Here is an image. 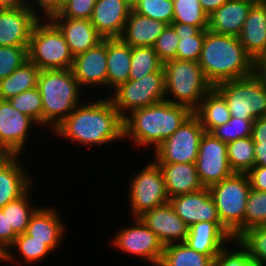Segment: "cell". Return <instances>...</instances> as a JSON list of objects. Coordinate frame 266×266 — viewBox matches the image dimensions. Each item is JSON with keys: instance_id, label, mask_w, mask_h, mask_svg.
Wrapping results in <instances>:
<instances>
[{"instance_id": "7bdbcfd3", "label": "cell", "mask_w": 266, "mask_h": 266, "mask_svg": "<svg viewBox=\"0 0 266 266\" xmlns=\"http://www.w3.org/2000/svg\"><path fill=\"white\" fill-rule=\"evenodd\" d=\"M16 246L24 259L28 262H37L43 259L52 250L46 245V241L35 240L26 232L18 234L11 246Z\"/></svg>"}, {"instance_id": "6da1fadb", "label": "cell", "mask_w": 266, "mask_h": 266, "mask_svg": "<svg viewBox=\"0 0 266 266\" xmlns=\"http://www.w3.org/2000/svg\"><path fill=\"white\" fill-rule=\"evenodd\" d=\"M53 131L76 143L102 145L124 138V122L109 98L76 106Z\"/></svg>"}, {"instance_id": "ba28073f", "label": "cell", "mask_w": 266, "mask_h": 266, "mask_svg": "<svg viewBox=\"0 0 266 266\" xmlns=\"http://www.w3.org/2000/svg\"><path fill=\"white\" fill-rule=\"evenodd\" d=\"M214 88L224 97L231 117L255 120L266 113V84L254 73Z\"/></svg>"}, {"instance_id": "8fae6325", "label": "cell", "mask_w": 266, "mask_h": 266, "mask_svg": "<svg viewBox=\"0 0 266 266\" xmlns=\"http://www.w3.org/2000/svg\"><path fill=\"white\" fill-rule=\"evenodd\" d=\"M130 183L129 198L134 218L169 202L163 174L155 161L135 174Z\"/></svg>"}, {"instance_id": "7c38bea8", "label": "cell", "mask_w": 266, "mask_h": 266, "mask_svg": "<svg viewBox=\"0 0 266 266\" xmlns=\"http://www.w3.org/2000/svg\"><path fill=\"white\" fill-rule=\"evenodd\" d=\"M196 170L205 188L230 177L231 170L227 157V144L205 132L199 144Z\"/></svg>"}, {"instance_id": "74e56055", "label": "cell", "mask_w": 266, "mask_h": 266, "mask_svg": "<svg viewBox=\"0 0 266 266\" xmlns=\"http://www.w3.org/2000/svg\"><path fill=\"white\" fill-rule=\"evenodd\" d=\"M173 9V0H132V10L134 12L167 25L173 23Z\"/></svg>"}, {"instance_id": "83f0119b", "label": "cell", "mask_w": 266, "mask_h": 266, "mask_svg": "<svg viewBox=\"0 0 266 266\" xmlns=\"http://www.w3.org/2000/svg\"><path fill=\"white\" fill-rule=\"evenodd\" d=\"M131 46L120 38L107 39V86L116 89L129 80Z\"/></svg>"}, {"instance_id": "b9f144b4", "label": "cell", "mask_w": 266, "mask_h": 266, "mask_svg": "<svg viewBox=\"0 0 266 266\" xmlns=\"http://www.w3.org/2000/svg\"><path fill=\"white\" fill-rule=\"evenodd\" d=\"M28 46H0V80L28 60Z\"/></svg>"}, {"instance_id": "ffe728a7", "label": "cell", "mask_w": 266, "mask_h": 266, "mask_svg": "<svg viewBox=\"0 0 266 266\" xmlns=\"http://www.w3.org/2000/svg\"><path fill=\"white\" fill-rule=\"evenodd\" d=\"M234 240L221 222H199L189 227L185 243L193 250L207 256H218L225 248L224 242Z\"/></svg>"}, {"instance_id": "7402d4cb", "label": "cell", "mask_w": 266, "mask_h": 266, "mask_svg": "<svg viewBox=\"0 0 266 266\" xmlns=\"http://www.w3.org/2000/svg\"><path fill=\"white\" fill-rule=\"evenodd\" d=\"M48 19L62 32L74 57L95 47L103 40L90 20L70 18Z\"/></svg>"}, {"instance_id": "ee69618b", "label": "cell", "mask_w": 266, "mask_h": 266, "mask_svg": "<svg viewBox=\"0 0 266 266\" xmlns=\"http://www.w3.org/2000/svg\"><path fill=\"white\" fill-rule=\"evenodd\" d=\"M96 0H68L63 7L49 18L90 20Z\"/></svg>"}, {"instance_id": "f6af8a7d", "label": "cell", "mask_w": 266, "mask_h": 266, "mask_svg": "<svg viewBox=\"0 0 266 266\" xmlns=\"http://www.w3.org/2000/svg\"><path fill=\"white\" fill-rule=\"evenodd\" d=\"M178 42L179 38L176 35L175 29L171 25H167L153 46L154 51L163 63L176 59Z\"/></svg>"}, {"instance_id": "8d00e7d4", "label": "cell", "mask_w": 266, "mask_h": 266, "mask_svg": "<svg viewBox=\"0 0 266 266\" xmlns=\"http://www.w3.org/2000/svg\"><path fill=\"white\" fill-rule=\"evenodd\" d=\"M236 242L247 250L249 257L256 266L266 264V225L250 228Z\"/></svg>"}, {"instance_id": "11a10c76", "label": "cell", "mask_w": 266, "mask_h": 266, "mask_svg": "<svg viewBox=\"0 0 266 266\" xmlns=\"http://www.w3.org/2000/svg\"><path fill=\"white\" fill-rule=\"evenodd\" d=\"M255 166L266 167V149H255Z\"/></svg>"}, {"instance_id": "db71d44e", "label": "cell", "mask_w": 266, "mask_h": 266, "mask_svg": "<svg viewBox=\"0 0 266 266\" xmlns=\"http://www.w3.org/2000/svg\"><path fill=\"white\" fill-rule=\"evenodd\" d=\"M25 5V0H0V9H15Z\"/></svg>"}, {"instance_id": "d6a6232c", "label": "cell", "mask_w": 266, "mask_h": 266, "mask_svg": "<svg viewBox=\"0 0 266 266\" xmlns=\"http://www.w3.org/2000/svg\"><path fill=\"white\" fill-rule=\"evenodd\" d=\"M227 157L234 173H248L255 166V147L252 137L228 143Z\"/></svg>"}, {"instance_id": "ac0fdd59", "label": "cell", "mask_w": 266, "mask_h": 266, "mask_svg": "<svg viewBox=\"0 0 266 266\" xmlns=\"http://www.w3.org/2000/svg\"><path fill=\"white\" fill-rule=\"evenodd\" d=\"M176 214L190 227L199 222H221L209 188L169 198Z\"/></svg>"}, {"instance_id": "f907efd6", "label": "cell", "mask_w": 266, "mask_h": 266, "mask_svg": "<svg viewBox=\"0 0 266 266\" xmlns=\"http://www.w3.org/2000/svg\"><path fill=\"white\" fill-rule=\"evenodd\" d=\"M266 84V49L254 59V72Z\"/></svg>"}, {"instance_id": "4fadbf2b", "label": "cell", "mask_w": 266, "mask_h": 266, "mask_svg": "<svg viewBox=\"0 0 266 266\" xmlns=\"http://www.w3.org/2000/svg\"><path fill=\"white\" fill-rule=\"evenodd\" d=\"M118 233L112 242L120 250L143 257L154 265L160 263L164 245L139 217H135L133 227L122 228Z\"/></svg>"}, {"instance_id": "e0dca14e", "label": "cell", "mask_w": 266, "mask_h": 266, "mask_svg": "<svg viewBox=\"0 0 266 266\" xmlns=\"http://www.w3.org/2000/svg\"><path fill=\"white\" fill-rule=\"evenodd\" d=\"M131 10L132 0H96L90 21L103 39L120 38Z\"/></svg>"}, {"instance_id": "603a6c76", "label": "cell", "mask_w": 266, "mask_h": 266, "mask_svg": "<svg viewBox=\"0 0 266 266\" xmlns=\"http://www.w3.org/2000/svg\"><path fill=\"white\" fill-rule=\"evenodd\" d=\"M17 159V155H7L0 162V209L22 197L31 186L30 177Z\"/></svg>"}, {"instance_id": "4316f807", "label": "cell", "mask_w": 266, "mask_h": 266, "mask_svg": "<svg viewBox=\"0 0 266 266\" xmlns=\"http://www.w3.org/2000/svg\"><path fill=\"white\" fill-rule=\"evenodd\" d=\"M58 213L50 208H38L30 217L26 233L38 241H46L51 249L57 248L65 229Z\"/></svg>"}, {"instance_id": "5bb4252c", "label": "cell", "mask_w": 266, "mask_h": 266, "mask_svg": "<svg viewBox=\"0 0 266 266\" xmlns=\"http://www.w3.org/2000/svg\"><path fill=\"white\" fill-rule=\"evenodd\" d=\"M32 123L36 124L31 117L17 111L8 100L0 99V149L7 155L19 156Z\"/></svg>"}, {"instance_id": "5b68a950", "label": "cell", "mask_w": 266, "mask_h": 266, "mask_svg": "<svg viewBox=\"0 0 266 266\" xmlns=\"http://www.w3.org/2000/svg\"><path fill=\"white\" fill-rule=\"evenodd\" d=\"M163 69L165 94L172 93L178 99H165V101L184 105L194 111L213 88L196 61L172 59L163 63Z\"/></svg>"}, {"instance_id": "52a82bcc", "label": "cell", "mask_w": 266, "mask_h": 266, "mask_svg": "<svg viewBox=\"0 0 266 266\" xmlns=\"http://www.w3.org/2000/svg\"><path fill=\"white\" fill-rule=\"evenodd\" d=\"M41 22L39 19L32 28L28 60L40 70L71 69L74 56L62 32L51 20Z\"/></svg>"}, {"instance_id": "f5cc1de1", "label": "cell", "mask_w": 266, "mask_h": 266, "mask_svg": "<svg viewBox=\"0 0 266 266\" xmlns=\"http://www.w3.org/2000/svg\"><path fill=\"white\" fill-rule=\"evenodd\" d=\"M31 1V0H30ZM37 1V6L39 7V8H41V9H44V10H42V11H44L43 12V14H45L46 16V18H49L51 15H53V0H36ZM25 4H26V6H28V7H30L31 8V10H34L35 11V9H33L34 7V5L33 4H29V0H25Z\"/></svg>"}, {"instance_id": "d4e9b609", "label": "cell", "mask_w": 266, "mask_h": 266, "mask_svg": "<svg viewBox=\"0 0 266 266\" xmlns=\"http://www.w3.org/2000/svg\"><path fill=\"white\" fill-rule=\"evenodd\" d=\"M238 39L253 60L266 49V3L252 5Z\"/></svg>"}, {"instance_id": "f35d334b", "label": "cell", "mask_w": 266, "mask_h": 266, "mask_svg": "<svg viewBox=\"0 0 266 266\" xmlns=\"http://www.w3.org/2000/svg\"><path fill=\"white\" fill-rule=\"evenodd\" d=\"M19 112L31 117L37 124L43 125V107L38 88H32L8 99Z\"/></svg>"}, {"instance_id": "30bf717a", "label": "cell", "mask_w": 266, "mask_h": 266, "mask_svg": "<svg viewBox=\"0 0 266 266\" xmlns=\"http://www.w3.org/2000/svg\"><path fill=\"white\" fill-rule=\"evenodd\" d=\"M205 132L198 117L192 113L170 137L156 148L155 162L157 164H195L199 144Z\"/></svg>"}, {"instance_id": "60d3db41", "label": "cell", "mask_w": 266, "mask_h": 266, "mask_svg": "<svg viewBox=\"0 0 266 266\" xmlns=\"http://www.w3.org/2000/svg\"><path fill=\"white\" fill-rule=\"evenodd\" d=\"M253 122L254 119L231 117L227 123L214 128L210 133L215 138L228 144L237 139L251 136Z\"/></svg>"}, {"instance_id": "4dcf8cb0", "label": "cell", "mask_w": 266, "mask_h": 266, "mask_svg": "<svg viewBox=\"0 0 266 266\" xmlns=\"http://www.w3.org/2000/svg\"><path fill=\"white\" fill-rule=\"evenodd\" d=\"M217 256H207L191 249L185 242L164 246L161 266H213Z\"/></svg>"}, {"instance_id": "680465c9", "label": "cell", "mask_w": 266, "mask_h": 266, "mask_svg": "<svg viewBox=\"0 0 266 266\" xmlns=\"http://www.w3.org/2000/svg\"><path fill=\"white\" fill-rule=\"evenodd\" d=\"M253 1L254 3H266V0H250Z\"/></svg>"}, {"instance_id": "277c9868", "label": "cell", "mask_w": 266, "mask_h": 266, "mask_svg": "<svg viewBox=\"0 0 266 266\" xmlns=\"http://www.w3.org/2000/svg\"><path fill=\"white\" fill-rule=\"evenodd\" d=\"M37 88L43 107V125L55 130L79 103L81 88L71 69L41 70Z\"/></svg>"}, {"instance_id": "681fc988", "label": "cell", "mask_w": 266, "mask_h": 266, "mask_svg": "<svg viewBox=\"0 0 266 266\" xmlns=\"http://www.w3.org/2000/svg\"><path fill=\"white\" fill-rule=\"evenodd\" d=\"M251 188L258 191H266V167L254 166L247 173Z\"/></svg>"}, {"instance_id": "2e32d148", "label": "cell", "mask_w": 266, "mask_h": 266, "mask_svg": "<svg viewBox=\"0 0 266 266\" xmlns=\"http://www.w3.org/2000/svg\"><path fill=\"white\" fill-rule=\"evenodd\" d=\"M39 19L26 5L0 9V46H29L32 28Z\"/></svg>"}, {"instance_id": "836d02e7", "label": "cell", "mask_w": 266, "mask_h": 266, "mask_svg": "<svg viewBox=\"0 0 266 266\" xmlns=\"http://www.w3.org/2000/svg\"><path fill=\"white\" fill-rule=\"evenodd\" d=\"M129 79L138 80L145 75L164 71L163 62L153 47H131V64Z\"/></svg>"}, {"instance_id": "cb8c5ba5", "label": "cell", "mask_w": 266, "mask_h": 266, "mask_svg": "<svg viewBox=\"0 0 266 266\" xmlns=\"http://www.w3.org/2000/svg\"><path fill=\"white\" fill-rule=\"evenodd\" d=\"M166 26L131 10L120 39L131 47H153Z\"/></svg>"}, {"instance_id": "91938a15", "label": "cell", "mask_w": 266, "mask_h": 266, "mask_svg": "<svg viewBox=\"0 0 266 266\" xmlns=\"http://www.w3.org/2000/svg\"><path fill=\"white\" fill-rule=\"evenodd\" d=\"M263 119L266 121V113L264 114Z\"/></svg>"}, {"instance_id": "484cf974", "label": "cell", "mask_w": 266, "mask_h": 266, "mask_svg": "<svg viewBox=\"0 0 266 266\" xmlns=\"http://www.w3.org/2000/svg\"><path fill=\"white\" fill-rule=\"evenodd\" d=\"M164 177L169 198L194 193L205 188L194 163L158 164Z\"/></svg>"}, {"instance_id": "bcb514c9", "label": "cell", "mask_w": 266, "mask_h": 266, "mask_svg": "<svg viewBox=\"0 0 266 266\" xmlns=\"http://www.w3.org/2000/svg\"><path fill=\"white\" fill-rule=\"evenodd\" d=\"M242 250L230 252L228 247L223 248L215 258L216 266H256L249 257L247 250L239 243ZM228 249V250H227Z\"/></svg>"}, {"instance_id": "7a4b0ae2", "label": "cell", "mask_w": 266, "mask_h": 266, "mask_svg": "<svg viewBox=\"0 0 266 266\" xmlns=\"http://www.w3.org/2000/svg\"><path fill=\"white\" fill-rule=\"evenodd\" d=\"M198 64L214 87L234 79L248 77L254 72V60L238 37L205 30Z\"/></svg>"}, {"instance_id": "1f68e13d", "label": "cell", "mask_w": 266, "mask_h": 266, "mask_svg": "<svg viewBox=\"0 0 266 266\" xmlns=\"http://www.w3.org/2000/svg\"><path fill=\"white\" fill-rule=\"evenodd\" d=\"M179 38L176 59L198 62L205 38V30L189 24L172 23Z\"/></svg>"}, {"instance_id": "ab89813d", "label": "cell", "mask_w": 266, "mask_h": 266, "mask_svg": "<svg viewBox=\"0 0 266 266\" xmlns=\"http://www.w3.org/2000/svg\"><path fill=\"white\" fill-rule=\"evenodd\" d=\"M266 225V191L251 188L244 214V232Z\"/></svg>"}, {"instance_id": "f1b7e54d", "label": "cell", "mask_w": 266, "mask_h": 266, "mask_svg": "<svg viewBox=\"0 0 266 266\" xmlns=\"http://www.w3.org/2000/svg\"><path fill=\"white\" fill-rule=\"evenodd\" d=\"M193 113L198 117L201 126L208 133L231 119L224 97L214 87L204 96Z\"/></svg>"}, {"instance_id": "d590c367", "label": "cell", "mask_w": 266, "mask_h": 266, "mask_svg": "<svg viewBox=\"0 0 266 266\" xmlns=\"http://www.w3.org/2000/svg\"><path fill=\"white\" fill-rule=\"evenodd\" d=\"M38 208H31L28 203V191L19 199L9 202L1 208L3 213L7 215L9 228L17 234L25 233L29 224L30 217Z\"/></svg>"}, {"instance_id": "816d5d0a", "label": "cell", "mask_w": 266, "mask_h": 266, "mask_svg": "<svg viewBox=\"0 0 266 266\" xmlns=\"http://www.w3.org/2000/svg\"><path fill=\"white\" fill-rule=\"evenodd\" d=\"M203 11L209 16L228 0H199Z\"/></svg>"}, {"instance_id": "3957f363", "label": "cell", "mask_w": 266, "mask_h": 266, "mask_svg": "<svg viewBox=\"0 0 266 266\" xmlns=\"http://www.w3.org/2000/svg\"><path fill=\"white\" fill-rule=\"evenodd\" d=\"M193 113L184 105L162 101L130 112L124 122V138L132 137L139 146L154 145L156 149Z\"/></svg>"}, {"instance_id": "7dc6e473", "label": "cell", "mask_w": 266, "mask_h": 266, "mask_svg": "<svg viewBox=\"0 0 266 266\" xmlns=\"http://www.w3.org/2000/svg\"><path fill=\"white\" fill-rule=\"evenodd\" d=\"M17 235L13 228H9L7 215L0 209V255L2 256V260H12L13 256H11V252L8 249L12 248L11 244Z\"/></svg>"}, {"instance_id": "f546056e", "label": "cell", "mask_w": 266, "mask_h": 266, "mask_svg": "<svg viewBox=\"0 0 266 266\" xmlns=\"http://www.w3.org/2000/svg\"><path fill=\"white\" fill-rule=\"evenodd\" d=\"M40 71L29 60L24 62L12 74L0 80V99L8 100L19 93L36 88Z\"/></svg>"}, {"instance_id": "e575fe53", "label": "cell", "mask_w": 266, "mask_h": 266, "mask_svg": "<svg viewBox=\"0 0 266 266\" xmlns=\"http://www.w3.org/2000/svg\"><path fill=\"white\" fill-rule=\"evenodd\" d=\"M173 23L189 24L200 30H208V15L199 0H173Z\"/></svg>"}, {"instance_id": "8992f818", "label": "cell", "mask_w": 266, "mask_h": 266, "mask_svg": "<svg viewBox=\"0 0 266 266\" xmlns=\"http://www.w3.org/2000/svg\"><path fill=\"white\" fill-rule=\"evenodd\" d=\"M251 190L247 173H233L209 187L221 224L237 240L244 233V214Z\"/></svg>"}, {"instance_id": "c3c4849f", "label": "cell", "mask_w": 266, "mask_h": 266, "mask_svg": "<svg viewBox=\"0 0 266 266\" xmlns=\"http://www.w3.org/2000/svg\"><path fill=\"white\" fill-rule=\"evenodd\" d=\"M251 137L255 149H266V121L263 118L254 120Z\"/></svg>"}, {"instance_id": "44dd1931", "label": "cell", "mask_w": 266, "mask_h": 266, "mask_svg": "<svg viewBox=\"0 0 266 266\" xmlns=\"http://www.w3.org/2000/svg\"><path fill=\"white\" fill-rule=\"evenodd\" d=\"M253 4L250 0H228L208 16V30L238 37Z\"/></svg>"}, {"instance_id": "9a60e30c", "label": "cell", "mask_w": 266, "mask_h": 266, "mask_svg": "<svg viewBox=\"0 0 266 266\" xmlns=\"http://www.w3.org/2000/svg\"><path fill=\"white\" fill-rule=\"evenodd\" d=\"M139 218L164 246L178 243V240L184 243L187 239L189 226L176 214L169 202L144 212Z\"/></svg>"}, {"instance_id": "d6986e66", "label": "cell", "mask_w": 266, "mask_h": 266, "mask_svg": "<svg viewBox=\"0 0 266 266\" xmlns=\"http://www.w3.org/2000/svg\"><path fill=\"white\" fill-rule=\"evenodd\" d=\"M71 70L80 86L107 85V39L75 56Z\"/></svg>"}, {"instance_id": "9c48e42d", "label": "cell", "mask_w": 266, "mask_h": 266, "mask_svg": "<svg viewBox=\"0 0 266 266\" xmlns=\"http://www.w3.org/2000/svg\"><path fill=\"white\" fill-rule=\"evenodd\" d=\"M114 90V97L110 100L124 119L128 116L126 109L130 113L165 101V73L157 71L138 80L129 79Z\"/></svg>"}, {"instance_id": "6f0895ef", "label": "cell", "mask_w": 266, "mask_h": 266, "mask_svg": "<svg viewBox=\"0 0 266 266\" xmlns=\"http://www.w3.org/2000/svg\"><path fill=\"white\" fill-rule=\"evenodd\" d=\"M7 156V154L2 150L0 149V162Z\"/></svg>"}, {"instance_id": "9f6ffc18", "label": "cell", "mask_w": 266, "mask_h": 266, "mask_svg": "<svg viewBox=\"0 0 266 266\" xmlns=\"http://www.w3.org/2000/svg\"><path fill=\"white\" fill-rule=\"evenodd\" d=\"M68 0H53V14L57 13Z\"/></svg>"}]
</instances>
